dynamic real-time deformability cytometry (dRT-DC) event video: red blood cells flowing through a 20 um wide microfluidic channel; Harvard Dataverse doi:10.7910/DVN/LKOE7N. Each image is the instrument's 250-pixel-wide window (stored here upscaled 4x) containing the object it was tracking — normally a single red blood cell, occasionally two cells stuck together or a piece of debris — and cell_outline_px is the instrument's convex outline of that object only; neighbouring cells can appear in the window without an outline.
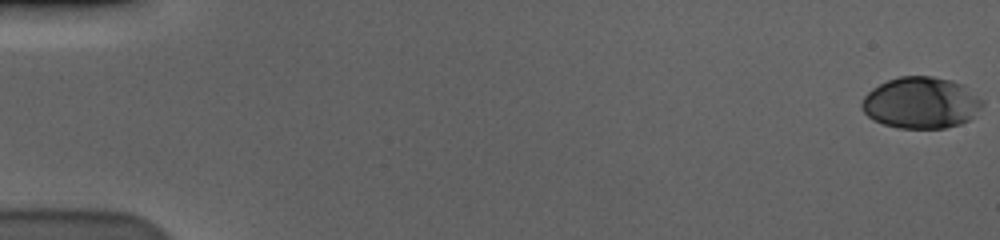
{"species": "human", "species_latin": "Homo sapiens", "temperature_condition": "cold", "stored_images_in_passage": 59, "camera_frame_rate_fps": 3000, "um_per_image_px": 0.085, "donor": {"sex": "male"}, "frame": {"image": 1, "passage_image": 1, "time_ms": 0.0, "image_size_px": [1000, 240], "cell_outline_px": [[984, 104], [968, 120], [960, 124], [944, 128], [900, 128], [884, 124], [872, 120], [864, 112], [860, 104], [864, 96], [872, 88], [888, 80], [900, 76], [932, 76], [952, 80], [964, 84], [984, 100]], "centroid_in_image_um": [78.29, 8.72], "position_along_channel_um": 6.7, "area_um2": 36.3}}
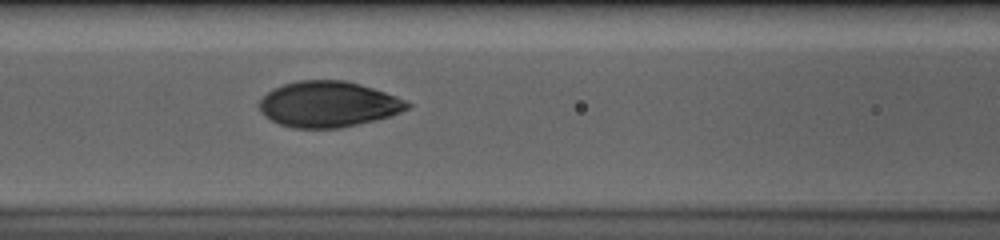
{"frame": {"image": 2, "passage_image": 27, "time_ms": 8.667, "image_size_px": [1000, 240], "cell_outline_px": [[412, 104], [408, 108], [400, 112], [376, 120], [340, 128], [292, 128], [280, 124], [264, 116], [260, 112], [260, 100], [272, 88], [296, 80], [344, 80], [360, 84], [408, 100]], "centroid_in_image_um": [27.9, 8.86], "position_along_channel_um": 138.7, "area_um2": 39.48}}
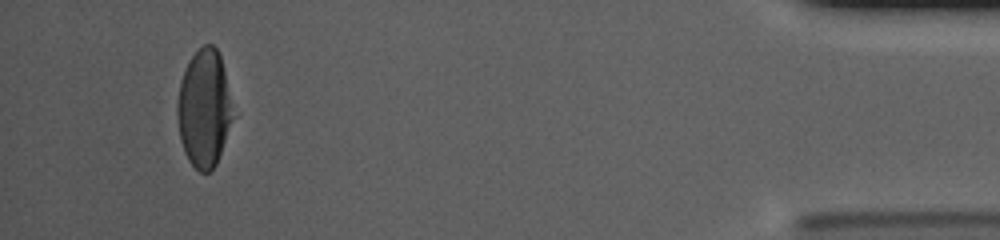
{"frame": {"image": 3, "passage_image": 56, "time_ms": 18.333, "image_size_px": [1000, 240], "cell_outline_px": [[236, 116], [216, 164], [208, 172], [200, 172], [188, 160], [184, 152], [180, 140], [176, 112], [176, 108], [180, 84], [184, 72], [192, 56], [204, 44], [212, 44], [216, 48], [220, 56]], "centroid_in_image_um": [17.38, 9.25], "position_along_channel_um": 417.8, "area_um2": 38.26}, "authors_computed_cell_mechanics": {"area_um2": 39.5352, "velocity_mm_per_s": 3.5809, "shape_relaxation_time_tau1_ms": 4.9112, "shape_relaxation_time_tau2_ms": null, "deformation_change_tau1": 0.1914, "deformation_change_tau2": null}}